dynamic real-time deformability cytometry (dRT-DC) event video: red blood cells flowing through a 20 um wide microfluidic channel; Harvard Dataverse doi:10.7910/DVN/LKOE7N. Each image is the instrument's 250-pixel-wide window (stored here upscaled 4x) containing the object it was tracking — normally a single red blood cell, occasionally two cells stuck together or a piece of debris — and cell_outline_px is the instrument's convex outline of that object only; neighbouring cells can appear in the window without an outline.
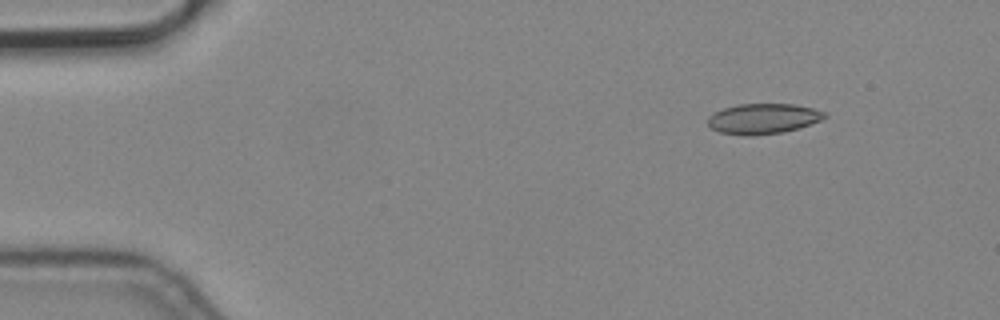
{"species": "common noctule bat (a hibernating species)", "species_latin": "Nyctalus noctula", "temperature_condition": "cold", "stored_images_in_passage": 4, "camera_frame_rate_fps": 3000, "um_per_image_px": 0.085, "animal": {"sex": "male", "body_mass_g": 19.2, "forearm_length_mm": 51.8}, "frame": {"image": 1, "passage_image": 2, "time_ms": 0.333, "image_size_px": [1000, 320], "cell_outline_px": [[828, 116], [820, 120], [800, 128], [784, 132], [752, 136], [744, 136], [720, 132], [712, 128], [708, 124], [708, 116], [712, 112], [736, 104], [792, 104], [812, 108], [828, 112]], "centroid_in_image_um": [64.87, 10.09], "position_along_channel_um": 20.1, "area_um2": 20.87}}